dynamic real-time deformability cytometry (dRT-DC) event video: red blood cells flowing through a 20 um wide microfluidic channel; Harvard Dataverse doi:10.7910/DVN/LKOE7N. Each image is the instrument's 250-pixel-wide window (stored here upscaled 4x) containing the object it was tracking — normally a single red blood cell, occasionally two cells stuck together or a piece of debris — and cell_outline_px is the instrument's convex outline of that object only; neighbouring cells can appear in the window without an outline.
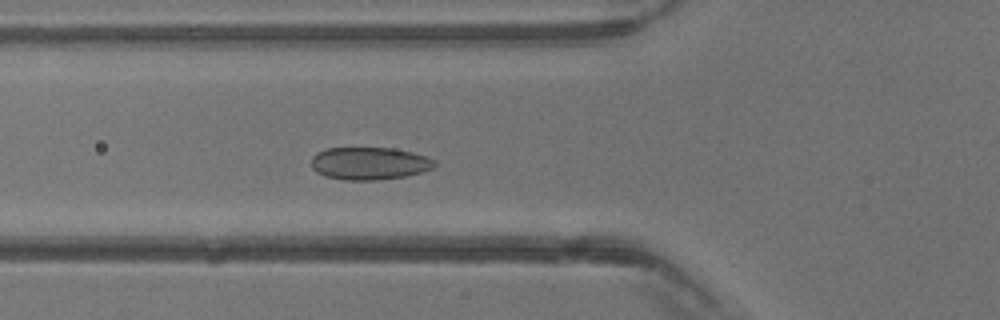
{"species": "common noctule bat (a hibernating species)", "species_latin": "Nyctalus noctula", "temperature_condition": "warm", "stored_images_in_passage": 29, "camera_frame_rate_fps": 3000, "um_per_image_px": 0.085, "animal": {"sex": "male", "body_mass_g": 13.3}, "frame": {"image": 1, "passage_image": 5, "time_ms": 1.333, "image_size_px": [1000, 320], "cell_outline_px": [[436, 164], [432, 168], [420, 172], [404, 176], [376, 180], [344, 180], [324, 176], [316, 172], [312, 168], [312, 156], [316, 152], [324, 148], [392, 148], [412, 152], [428, 156], [436, 160]], "centroid_in_image_um": [31.38, 13.88], "position_along_channel_um": 94.4, "area_um2": 23.52}}
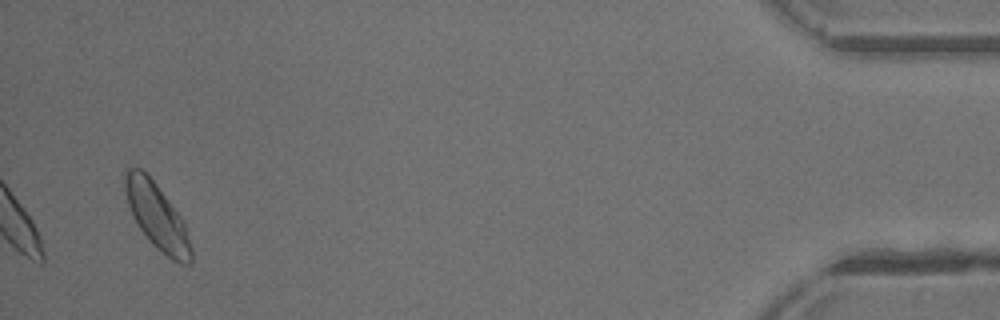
{"frame": {"image": 2, "passage_image": 29, "time_ms": 9.333, "image_size_px": [1000, 320], "cell_outline_px": [[192, 264], [180, 264], [172, 260], [156, 248], [152, 244], [136, 224], [132, 216], [128, 204], [124, 188], [124, 168], [140, 168], [156, 184], [180, 216], [184, 224], [192, 248]], "centroid_in_image_um": [13.33, 18.41], "position_along_channel_um": 421.9, "area_um2": 25.2}}